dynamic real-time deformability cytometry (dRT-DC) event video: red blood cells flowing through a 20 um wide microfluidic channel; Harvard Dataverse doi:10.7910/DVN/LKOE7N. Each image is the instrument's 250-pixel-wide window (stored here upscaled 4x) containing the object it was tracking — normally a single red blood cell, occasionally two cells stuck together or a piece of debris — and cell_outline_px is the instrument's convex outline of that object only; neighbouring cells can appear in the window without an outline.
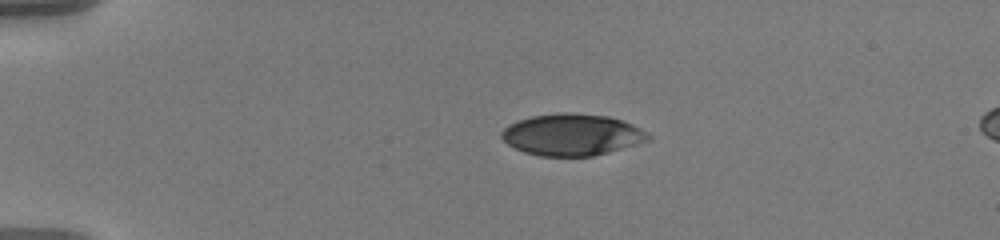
{"species": "human", "species_latin": "Homo sapiens", "temperature_condition": "warm", "stored_images_in_passage": 45, "camera_frame_rate_fps": 3000, "um_per_image_px": 0.085, "donor": {"sex": "male"}, "frame": {"image": 1, "passage_image": 1, "time_ms": 0.0, "image_size_px": [1000, 240], "cell_outline_px": [[652, 140], [608, 152], [592, 156], [540, 156], [524, 152], [508, 144], [500, 136], [500, 132], [508, 124], [516, 120], [532, 116], [560, 112], [568, 112], [608, 116], [632, 124], [648, 132], [652, 136]], "centroid_in_image_um": [48.62, 11.44], "position_along_channel_um": 36.4, "area_um2": 35.78}}
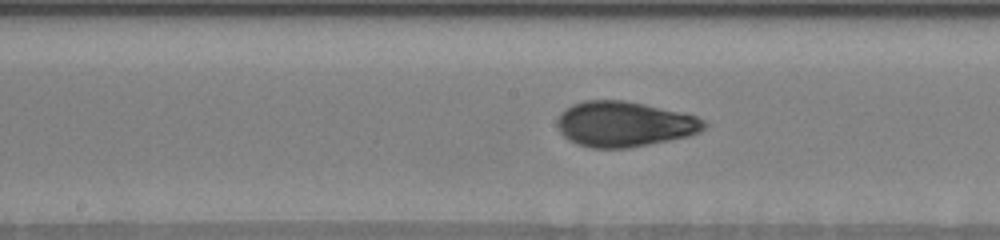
{"frame": {"image": 2, "passage_image": 19, "time_ms": 6.0, "image_size_px": [1000, 240], "cell_outline_px": [[708, 124], [700, 132], [688, 136], [628, 148], [592, 148], [576, 144], [568, 140], [560, 132], [556, 124], [556, 120], [560, 112], [564, 108], [572, 104], [584, 100], [624, 100], [644, 104], [680, 112], [696, 116], [704, 120]], "centroid_in_image_um": [53.02, 10.54], "position_along_channel_um": 195.2, "area_um2": 38.96}}
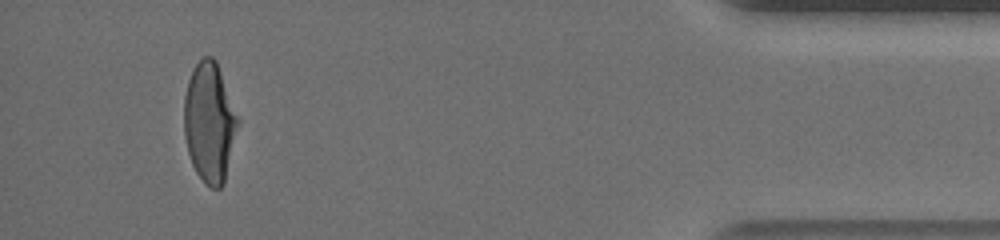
{"frame": {"image": 3, "passage_image": 42, "time_ms": 13.667, "image_size_px": [1000, 240], "cell_outline_px": [[240, 124], [224, 184], [220, 188], [212, 188], [204, 184], [196, 172], [192, 164], [188, 152], [184, 136], [184, 96], [188, 80], [196, 64], [204, 56], [212, 56], [216, 60], [240, 120]], "centroid_in_image_um": [17.83, 10.43], "position_along_channel_um": 417.4, "area_um2": 37.97}, "authors_computed_cell_mechanics": {"area_um2": 37.9168, "velocity_mm_per_s": 3.5999, "shape_relaxation_time_tau1_ms": 3.9009, "shape_relaxation_time_tau2_ms": 1.3204, "deformation_change_tau1": 0.1863, "deformation_change_tau2": 0.0649}}